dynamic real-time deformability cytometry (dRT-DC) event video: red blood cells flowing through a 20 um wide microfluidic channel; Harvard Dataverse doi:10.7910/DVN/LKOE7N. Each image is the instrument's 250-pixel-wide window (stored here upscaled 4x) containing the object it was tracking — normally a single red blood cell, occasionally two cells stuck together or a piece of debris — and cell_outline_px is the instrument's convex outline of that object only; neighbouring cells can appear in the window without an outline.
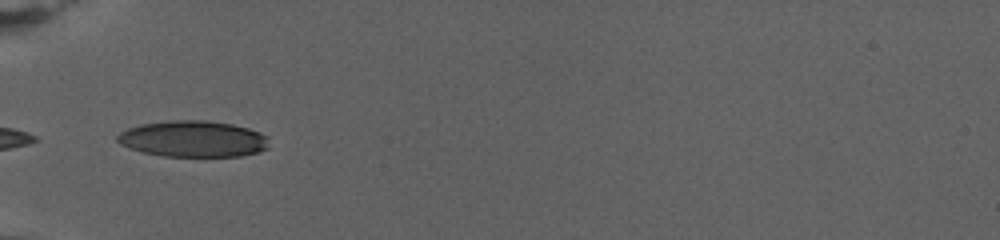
{"species": "human", "species_latin": "Homo sapiens", "temperature_condition": "warm", "stored_images_in_passage": 50, "camera_frame_rate_fps": 3000, "um_per_image_px": 0.085, "donor": {"sex": "female"}, "frame": {"image": 1, "passage_image": 1, "time_ms": 0.0, "image_size_px": [1000, 240], "cell_outline_px": [[268, 148], [260, 152], [240, 156], [164, 156], [144, 152], [120, 144], [116, 140], [116, 136], [120, 132], [128, 128], [140, 124], [168, 120], [204, 120], [232, 124], [248, 128], [260, 132], [268, 136]], "centroid_in_image_um": [16.43, 11.8], "position_along_channel_um": 68.6, "area_um2": 32.14}}
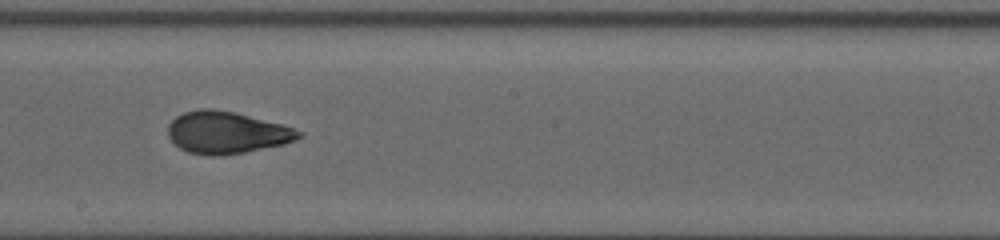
{"frame": {"image": 2, "passage_image": 19, "time_ms": 6.0, "image_size_px": [1000, 240], "cell_outline_px": [[304, 136], [296, 140], [284, 144], [244, 152], [216, 156], [212, 156], [188, 152], [180, 148], [168, 136], [168, 124], [176, 116], [184, 112], [200, 108], [212, 108], [236, 112], [280, 124], [304, 132]], "centroid_in_image_um": [19.27, 11.26], "position_along_channel_um": 228.9, "area_um2": 32.02}}
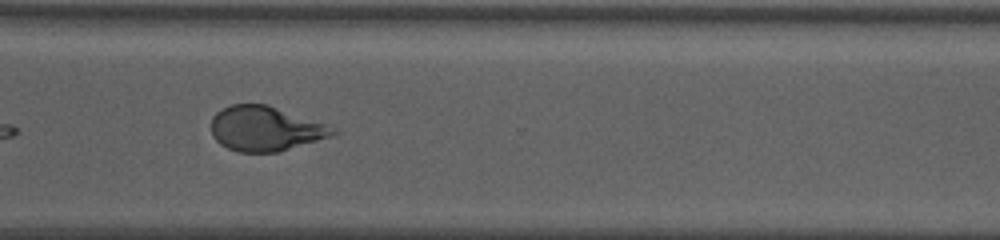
{"frame": {"image": 3, "passage_image": 32, "time_ms": 10.333, "image_size_px": [1000, 240], "cell_outline_px": [[336, 132], [328, 136], [316, 140], [276, 152], [240, 152], [228, 148], [220, 144], [212, 136], [212, 116], [216, 112], [232, 104], [268, 104], [336, 128]], "centroid_in_image_um": [22.49, 10.92], "position_along_channel_um": 348.1, "area_um2": 31.15}, "authors_computed_cell_mechanics": {"area_um2": 32.2235, "velocity_mm_per_s": 2.7523, "shape_relaxation_time_tau1_ms": 8.4737, "shape_relaxation_time_tau2_ms": 2.2868, "deformation_change_tau1": 0.2077, "deformation_change_tau2": 0.0804}}